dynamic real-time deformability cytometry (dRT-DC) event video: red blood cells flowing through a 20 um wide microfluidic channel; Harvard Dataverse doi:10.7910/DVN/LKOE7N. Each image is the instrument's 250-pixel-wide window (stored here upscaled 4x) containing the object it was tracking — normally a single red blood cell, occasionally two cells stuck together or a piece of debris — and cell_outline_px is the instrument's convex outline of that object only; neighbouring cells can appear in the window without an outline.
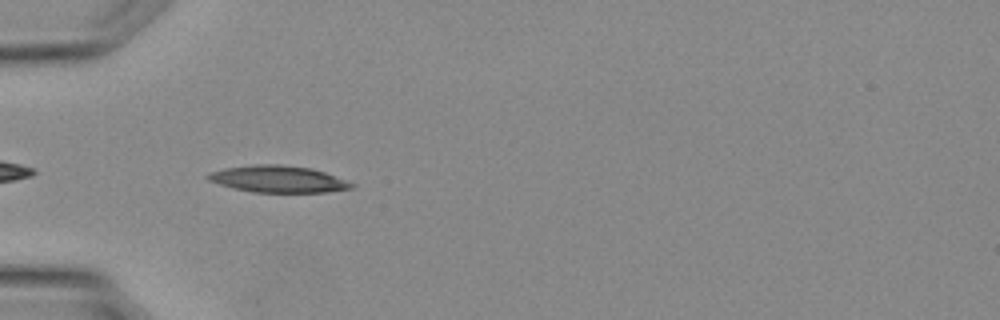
{"species": "Egyptian fruit bat (a non-hibernating species)", "species_latin": "Rousettus aegyptiacus", "temperature_condition": "warm", "stored_images_in_passage": 23, "camera_frame_rate_fps": 3000, "um_per_image_px": 0.085, "animal": {"sex": "female"}, "frame": {"image": 1, "passage_image": 1, "time_ms": 0.0, "image_size_px": [1000, 320], "cell_outline_px": [[356, 184], [352, 188], [328, 192], [252, 192], [232, 188], [208, 180], [204, 176], [212, 172], [224, 168], [256, 164], [280, 164], [312, 168], [324, 172]], "centroid_in_image_um": [23.64, 15.22], "position_along_channel_um": 61.4, "area_um2": 22.37}}
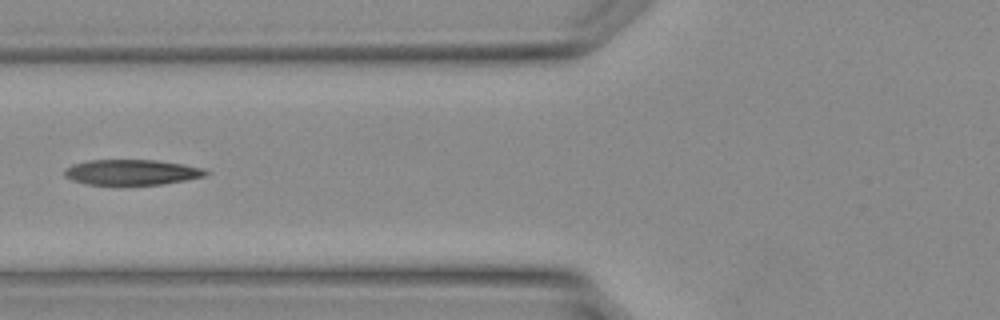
{"frame": {"image": 2, "passage_image": 4, "time_ms": 1.0, "image_size_px": [1000, 320], "cell_outline_px": [[212, 172], [204, 176], [184, 180], [160, 184], [88, 184], [72, 180], [64, 176], [64, 168], [72, 164], [88, 160], [160, 160], [184, 164], [204, 168]], "centroid_in_image_um": [11.2, 14.62], "position_along_channel_um": 114.6, "area_um2": 20.92}}